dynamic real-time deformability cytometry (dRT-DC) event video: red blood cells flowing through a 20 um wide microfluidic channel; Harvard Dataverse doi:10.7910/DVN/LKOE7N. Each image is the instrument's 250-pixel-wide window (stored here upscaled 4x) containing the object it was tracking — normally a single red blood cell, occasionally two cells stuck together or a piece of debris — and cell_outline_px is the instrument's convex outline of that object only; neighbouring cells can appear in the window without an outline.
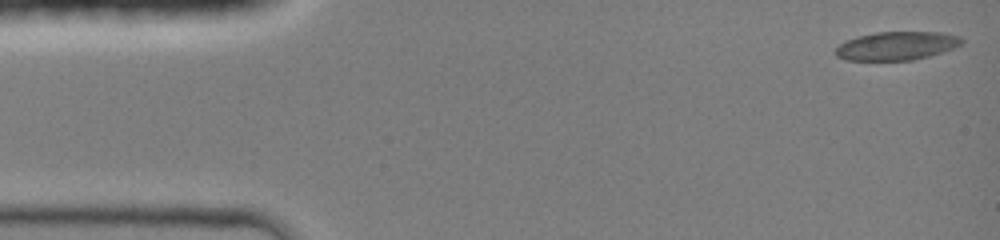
{"species": "common noctule bat (a hibernating species)", "species_latin": "Nyctalus noctula", "temperature_condition": "room temperature", "stored_images_in_passage": 43, "camera_frame_rate_fps": 3000, "um_per_image_px": 0.085, "animal": {"sex": "female", "body_mass_g": 19.0, "forearm_length_mm": 51.5}, "frame": {"image": 1, "passage_image": 1, "time_ms": 0.0, "image_size_px": [1000, 240], "cell_outline_px": [[964, 40], [960, 44], [952, 48], [928, 56], [912, 60], [848, 60], [836, 56], [836, 48], [840, 44], [856, 36], [876, 32], [944, 32], [960, 36]], "centroid_in_image_um": [76.22, 3.88], "position_along_channel_um": 8.8, "area_um2": 20.75}}
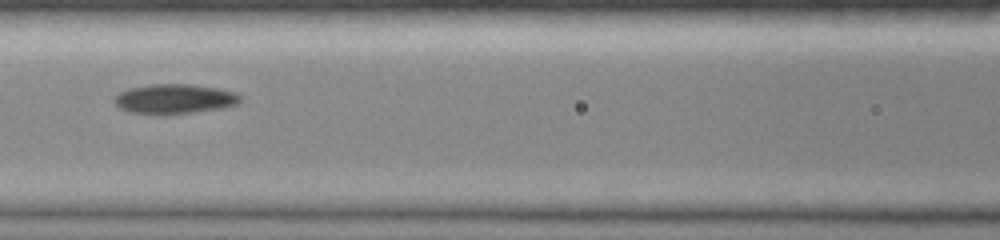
{"frame": {"image": 2, "passage_image": 19, "time_ms": 6.0, "image_size_px": [1000, 240], "cell_outline_px": [[244, 100], [240, 104], [224, 108], [164, 116], [128, 112], [120, 108], [112, 100], [112, 96], [128, 88], [152, 84], [192, 84], [216, 88], [236, 92]], "centroid_in_image_um": [14.83, 8.43], "position_along_channel_um": 151.8, "area_um2": 22.48}}
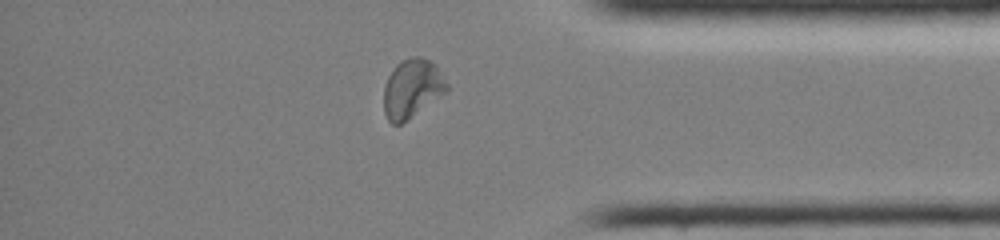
{"frame": {"image": 3, "passage_image": 37, "time_ms": 12.0, "image_size_px": [1000, 240], "cell_outline_px": [[448, 92], [400, 124], [392, 124], [388, 120], [384, 112], [384, 88], [388, 76], [396, 64], [400, 60], [412, 56], [420, 56], [436, 64], [448, 84]], "centroid_in_image_um": [35.04, 7.5], "position_along_channel_um": 400.2, "area_um2": 21.68}, "authors_computed_cell_mechanics": {"area_um2": 21.2126, "velocity_mm_per_s": 4.2538, "shape_relaxation_time_tau1_ms": 9.2393, "shape_relaxation_time_tau2_ms": 6.7561, "deformation_change_tau1": 0.1959, "deformation_change_tau2": 0.1308}}